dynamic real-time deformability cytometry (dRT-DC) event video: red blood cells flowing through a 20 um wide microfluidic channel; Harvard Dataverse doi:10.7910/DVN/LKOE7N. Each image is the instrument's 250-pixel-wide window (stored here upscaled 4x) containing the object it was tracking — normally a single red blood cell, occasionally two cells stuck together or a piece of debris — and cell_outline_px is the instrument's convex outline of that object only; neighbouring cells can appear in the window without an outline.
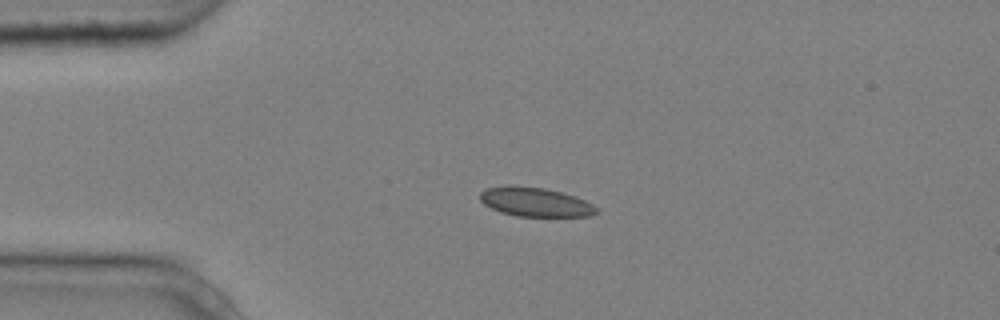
{"species": "common noctule bat (a hibernating species)", "species_latin": "Nyctalus noctula", "temperature_condition": "cold", "stored_images_in_passage": 2, "camera_frame_rate_fps": 3000, "um_per_image_px": 0.085, "animal": {"sex": "male", "body_mass_g": 20.4}, "frame": {"image": 1, "passage_image": 1, "time_ms": 0.0, "image_size_px": [1000, 320], "cell_outline_px": [[600, 212], [592, 216], [516, 216], [500, 212], [484, 204], [480, 200], [480, 192], [484, 188], [508, 184], [544, 188], [576, 196], [592, 204]], "centroid_in_image_um": [45.47, 17.16], "position_along_channel_um": 39.5, "area_um2": 19.94}}